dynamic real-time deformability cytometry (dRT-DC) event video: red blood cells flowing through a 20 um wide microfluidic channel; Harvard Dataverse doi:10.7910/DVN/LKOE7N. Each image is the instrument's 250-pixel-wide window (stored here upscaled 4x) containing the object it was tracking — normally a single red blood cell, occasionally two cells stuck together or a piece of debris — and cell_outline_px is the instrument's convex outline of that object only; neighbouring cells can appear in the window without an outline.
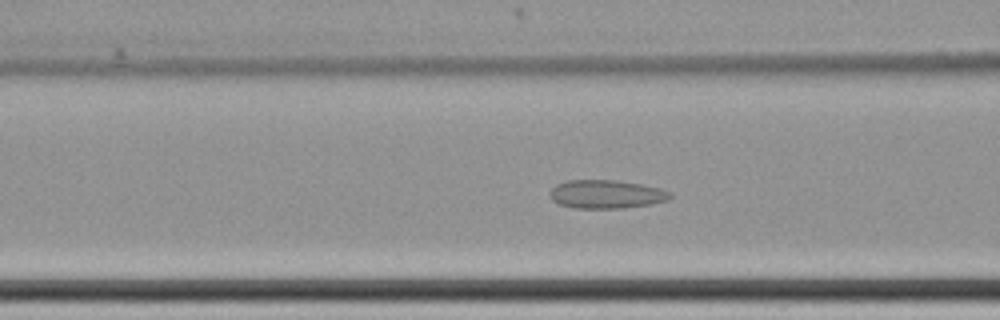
{"species": "common noctule bat (a hibernating species)", "species_latin": "Nyctalus noctula", "temperature_condition": "cold", "stored_images_in_passage": 67, "camera_frame_rate_fps": 3000, "um_per_image_px": 0.085, "animal": {"sex": "female", "body_mass_g": 22.7, "forearm_length_mm": 54.2}, "frame": {"image": 1, "passage_image": 31, "time_ms": 10.0, "image_size_px": [1000, 320], "cell_outline_px": [[672, 196], [668, 200], [652, 204], [624, 208], [572, 208], [560, 204], [552, 200], [548, 196], [548, 192], [556, 184], [568, 180], [616, 180], [640, 184], [660, 188], [672, 192]], "centroid_in_image_um": [51.52, 16.51], "position_along_channel_um": 115.1, "area_um2": 20.17}}
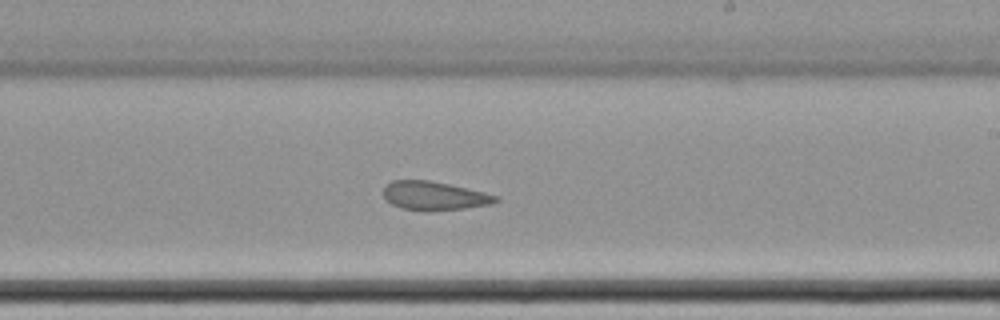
{"frame": {"image": 2, "passage_image": 43, "time_ms": 14.0, "image_size_px": [1000, 320], "cell_outline_px": [[500, 200], [492, 204], [464, 208], [424, 212], [400, 208], [392, 204], [384, 196], [384, 188], [392, 180], [428, 180], [448, 184], [484, 192], [500, 196]], "centroid_in_image_um": [36.93, 16.66], "position_along_channel_um": 252.1, "area_um2": 18.84}}
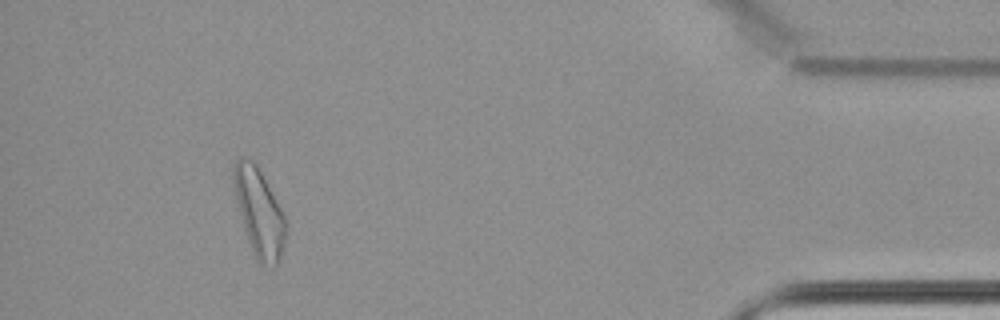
{"frame": {"image": 3, "passage_image": 62, "time_ms": 20.333, "image_size_px": [1000, 320], "cell_outline_px": [[288, 232], [280, 256], [276, 264], [272, 268], [260, 264], [256, 260], [252, 252], [244, 228], [236, 196], [232, 176], [232, 168], [236, 160], [240, 156], [244, 156], [252, 160], [256, 164], [280, 208], [288, 224]], "centroid_in_image_um": [22.03, 18.08], "position_along_channel_um": 413.2, "area_um2": 26.47}, "authors_computed_cell_mechanics": {"area_um2": 22.5998, "velocity_mm_per_s": 3.4318, "shape_relaxation_time_tau1_ms": null, "shape_relaxation_time_tau2_ms": 4.8066, "deformation_change_tau1": null, "deformation_change_tau2": 0.0869}}